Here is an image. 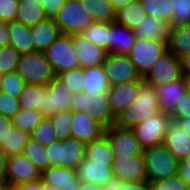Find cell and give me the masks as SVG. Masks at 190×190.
I'll use <instances>...</instances> for the list:
<instances>
[{
  "label": "cell",
  "instance_id": "cell-18",
  "mask_svg": "<svg viewBox=\"0 0 190 190\" xmlns=\"http://www.w3.org/2000/svg\"><path fill=\"white\" fill-rule=\"evenodd\" d=\"M73 44L82 68L102 65L108 54L105 49L93 44L82 34L73 35Z\"/></svg>",
  "mask_w": 190,
  "mask_h": 190
},
{
  "label": "cell",
  "instance_id": "cell-44",
  "mask_svg": "<svg viewBox=\"0 0 190 190\" xmlns=\"http://www.w3.org/2000/svg\"><path fill=\"white\" fill-rule=\"evenodd\" d=\"M25 86L26 84L16 71L2 77L1 91L12 97L18 98Z\"/></svg>",
  "mask_w": 190,
  "mask_h": 190
},
{
  "label": "cell",
  "instance_id": "cell-52",
  "mask_svg": "<svg viewBox=\"0 0 190 190\" xmlns=\"http://www.w3.org/2000/svg\"><path fill=\"white\" fill-rule=\"evenodd\" d=\"M17 190H43L44 189V183L41 179L33 182H24L17 184L16 186Z\"/></svg>",
  "mask_w": 190,
  "mask_h": 190
},
{
  "label": "cell",
  "instance_id": "cell-20",
  "mask_svg": "<svg viewBox=\"0 0 190 190\" xmlns=\"http://www.w3.org/2000/svg\"><path fill=\"white\" fill-rule=\"evenodd\" d=\"M41 180L44 184L56 186L61 190H78L81 180L77 171L62 166H50L41 173Z\"/></svg>",
  "mask_w": 190,
  "mask_h": 190
},
{
  "label": "cell",
  "instance_id": "cell-39",
  "mask_svg": "<svg viewBox=\"0 0 190 190\" xmlns=\"http://www.w3.org/2000/svg\"><path fill=\"white\" fill-rule=\"evenodd\" d=\"M49 118L58 141L71 137L73 111H57Z\"/></svg>",
  "mask_w": 190,
  "mask_h": 190
},
{
  "label": "cell",
  "instance_id": "cell-41",
  "mask_svg": "<svg viewBox=\"0 0 190 190\" xmlns=\"http://www.w3.org/2000/svg\"><path fill=\"white\" fill-rule=\"evenodd\" d=\"M21 54L12 46L6 45L0 48V74L5 75L17 70Z\"/></svg>",
  "mask_w": 190,
  "mask_h": 190
},
{
  "label": "cell",
  "instance_id": "cell-60",
  "mask_svg": "<svg viewBox=\"0 0 190 190\" xmlns=\"http://www.w3.org/2000/svg\"><path fill=\"white\" fill-rule=\"evenodd\" d=\"M78 190H100V186L92 183L81 182Z\"/></svg>",
  "mask_w": 190,
  "mask_h": 190
},
{
  "label": "cell",
  "instance_id": "cell-25",
  "mask_svg": "<svg viewBox=\"0 0 190 190\" xmlns=\"http://www.w3.org/2000/svg\"><path fill=\"white\" fill-rule=\"evenodd\" d=\"M136 35L132 29L111 22L110 53L127 55L134 45Z\"/></svg>",
  "mask_w": 190,
  "mask_h": 190
},
{
  "label": "cell",
  "instance_id": "cell-53",
  "mask_svg": "<svg viewBox=\"0 0 190 190\" xmlns=\"http://www.w3.org/2000/svg\"><path fill=\"white\" fill-rule=\"evenodd\" d=\"M183 77L190 79V53L178 57Z\"/></svg>",
  "mask_w": 190,
  "mask_h": 190
},
{
  "label": "cell",
  "instance_id": "cell-47",
  "mask_svg": "<svg viewBox=\"0 0 190 190\" xmlns=\"http://www.w3.org/2000/svg\"><path fill=\"white\" fill-rule=\"evenodd\" d=\"M20 0H0V22L15 21Z\"/></svg>",
  "mask_w": 190,
  "mask_h": 190
},
{
  "label": "cell",
  "instance_id": "cell-11",
  "mask_svg": "<svg viewBox=\"0 0 190 190\" xmlns=\"http://www.w3.org/2000/svg\"><path fill=\"white\" fill-rule=\"evenodd\" d=\"M46 90L39 109L44 117H51L57 111H72L74 94L57 76L46 85Z\"/></svg>",
  "mask_w": 190,
  "mask_h": 190
},
{
  "label": "cell",
  "instance_id": "cell-14",
  "mask_svg": "<svg viewBox=\"0 0 190 190\" xmlns=\"http://www.w3.org/2000/svg\"><path fill=\"white\" fill-rule=\"evenodd\" d=\"M41 179V172L23 154L7 158L6 181L11 186Z\"/></svg>",
  "mask_w": 190,
  "mask_h": 190
},
{
  "label": "cell",
  "instance_id": "cell-9",
  "mask_svg": "<svg viewBox=\"0 0 190 190\" xmlns=\"http://www.w3.org/2000/svg\"><path fill=\"white\" fill-rule=\"evenodd\" d=\"M171 116L163 111L132 128L142 149L163 144Z\"/></svg>",
  "mask_w": 190,
  "mask_h": 190
},
{
  "label": "cell",
  "instance_id": "cell-37",
  "mask_svg": "<svg viewBox=\"0 0 190 190\" xmlns=\"http://www.w3.org/2000/svg\"><path fill=\"white\" fill-rule=\"evenodd\" d=\"M22 154L26 156L41 173L51 166L45 153V146L32 138L28 139Z\"/></svg>",
  "mask_w": 190,
  "mask_h": 190
},
{
  "label": "cell",
  "instance_id": "cell-54",
  "mask_svg": "<svg viewBox=\"0 0 190 190\" xmlns=\"http://www.w3.org/2000/svg\"><path fill=\"white\" fill-rule=\"evenodd\" d=\"M10 33L7 22H0V48L9 45Z\"/></svg>",
  "mask_w": 190,
  "mask_h": 190
},
{
  "label": "cell",
  "instance_id": "cell-21",
  "mask_svg": "<svg viewBox=\"0 0 190 190\" xmlns=\"http://www.w3.org/2000/svg\"><path fill=\"white\" fill-rule=\"evenodd\" d=\"M163 144L179 161L190 153V136L177 122L169 123Z\"/></svg>",
  "mask_w": 190,
  "mask_h": 190
},
{
  "label": "cell",
  "instance_id": "cell-36",
  "mask_svg": "<svg viewBox=\"0 0 190 190\" xmlns=\"http://www.w3.org/2000/svg\"><path fill=\"white\" fill-rule=\"evenodd\" d=\"M44 118L37 110L20 109L11 119L13 127L31 135Z\"/></svg>",
  "mask_w": 190,
  "mask_h": 190
},
{
  "label": "cell",
  "instance_id": "cell-17",
  "mask_svg": "<svg viewBox=\"0 0 190 190\" xmlns=\"http://www.w3.org/2000/svg\"><path fill=\"white\" fill-rule=\"evenodd\" d=\"M71 137L89 143L100 138L105 133V128L86 112L73 111Z\"/></svg>",
  "mask_w": 190,
  "mask_h": 190
},
{
  "label": "cell",
  "instance_id": "cell-64",
  "mask_svg": "<svg viewBox=\"0 0 190 190\" xmlns=\"http://www.w3.org/2000/svg\"><path fill=\"white\" fill-rule=\"evenodd\" d=\"M2 77H3V75L0 74V92H1V85H2Z\"/></svg>",
  "mask_w": 190,
  "mask_h": 190
},
{
  "label": "cell",
  "instance_id": "cell-28",
  "mask_svg": "<svg viewBox=\"0 0 190 190\" xmlns=\"http://www.w3.org/2000/svg\"><path fill=\"white\" fill-rule=\"evenodd\" d=\"M110 85L102 65L84 68L82 92L99 94L108 92Z\"/></svg>",
  "mask_w": 190,
  "mask_h": 190
},
{
  "label": "cell",
  "instance_id": "cell-59",
  "mask_svg": "<svg viewBox=\"0 0 190 190\" xmlns=\"http://www.w3.org/2000/svg\"><path fill=\"white\" fill-rule=\"evenodd\" d=\"M113 4L114 9L117 11L119 9L124 8L129 3L135 1V0H110Z\"/></svg>",
  "mask_w": 190,
  "mask_h": 190
},
{
  "label": "cell",
  "instance_id": "cell-49",
  "mask_svg": "<svg viewBox=\"0 0 190 190\" xmlns=\"http://www.w3.org/2000/svg\"><path fill=\"white\" fill-rule=\"evenodd\" d=\"M47 18L54 19L67 0H40Z\"/></svg>",
  "mask_w": 190,
  "mask_h": 190
},
{
  "label": "cell",
  "instance_id": "cell-62",
  "mask_svg": "<svg viewBox=\"0 0 190 190\" xmlns=\"http://www.w3.org/2000/svg\"><path fill=\"white\" fill-rule=\"evenodd\" d=\"M0 190H7V181H0Z\"/></svg>",
  "mask_w": 190,
  "mask_h": 190
},
{
  "label": "cell",
  "instance_id": "cell-51",
  "mask_svg": "<svg viewBox=\"0 0 190 190\" xmlns=\"http://www.w3.org/2000/svg\"><path fill=\"white\" fill-rule=\"evenodd\" d=\"M12 127L13 125L11 123V119L0 115V145L2 144L3 140L6 139L8 131H10Z\"/></svg>",
  "mask_w": 190,
  "mask_h": 190
},
{
  "label": "cell",
  "instance_id": "cell-33",
  "mask_svg": "<svg viewBox=\"0 0 190 190\" xmlns=\"http://www.w3.org/2000/svg\"><path fill=\"white\" fill-rule=\"evenodd\" d=\"M82 35L110 53L111 22H93L83 31Z\"/></svg>",
  "mask_w": 190,
  "mask_h": 190
},
{
  "label": "cell",
  "instance_id": "cell-48",
  "mask_svg": "<svg viewBox=\"0 0 190 190\" xmlns=\"http://www.w3.org/2000/svg\"><path fill=\"white\" fill-rule=\"evenodd\" d=\"M171 119H185L190 118V89H188L179 103H177L175 110L170 114Z\"/></svg>",
  "mask_w": 190,
  "mask_h": 190
},
{
  "label": "cell",
  "instance_id": "cell-23",
  "mask_svg": "<svg viewBox=\"0 0 190 190\" xmlns=\"http://www.w3.org/2000/svg\"><path fill=\"white\" fill-rule=\"evenodd\" d=\"M34 51L44 52L60 35L61 31L53 19H45L30 27Z\"/></svg>",
  "mask_w": 190,
  "mask_h": 190
},
{
  "label": "cell",
  "instance_id": "cell-16",
  "mask_svg": "<svg viewBox=\"0 0 190 190\" xmlns=\"http://www.w3.org/2000/svg\"><path fill=\"white\" fill-rule=\"evenodd\" d=\"M143 83L144 81H130L110 87L108 100L115 119L134 101Z\"/></svg>",
  "mask_w": 190,
  "mask_h": 190
},
{
  "label": "cell",
  "instance_id": "cell-58",
  "mask_svg": "<svg viewBox=\"0 0 190 190\" xmlns=\"http://www.w3.org/2000/svg\"><path fill=\"white\" fill-rule=\"evenodd\" d=\"M174 122H177V124L186 131L187 134L190 136V118L185 119H171Z\"/></svg>",
  "mask_w": 190,
  "mask_h": 190
},
{
  "label": "cell",
  "instance_id": "cell-50",
  "mask_svg": "<svg viewBox=\"0 0 190 190\" xmlns=\"http://www.w3.org/2000/svg\"><path fill=\"white\" fill-rule=\"evenodd\" d=\"M177 175L190 189V153L179 162Z\"/></svg>",
  "mask_w": 190,
  "mask_h": 190
},
{
  "label": "cell",
  "instance_id": "cell-29",
  "mask_svg": "<svg viewBox=\"0 0 190 190\" xmlns=\"http://www.w3.org/2000/svg\"><path fill=\"white\" fill-rule=\"evenodd\" d=\"M10 33L9 45L17 50L20 54L34 52V46L30 34V27L20 22H8Z\"/></svg>",
  "mask_w": 190,
  "mask_h": 190
},
{
  "label": "cell",
  "instance_id": "cell-55",
  "mask_svg": "<svg viewBox=\"0 0 190 190\" xmlns=\"http://www.w3.org/2000/svg\"><path fill=\"white\" fill-rule=\"evenodd\" d=\"M118 190H149V185L147 182H125Z\"/></svg>",
  "mask_w": 190,
  "mask_h": 190
},
{
  "label": "cell",
  "instance_id": "cell-63",
  "mask_svg": "<svg viewBox=\"0 0 190 190\" xmlns=\"http://www.w3.org/2000/svg\"><path fill=\"white\" fill-rule=\"evenodd\" d=\"M7 190H17L15 186H11L8 182H7Z\"/></svg>",
  "mask_w": 190,
  "mask_h": 190
},
{
  "label": "cell",
  "instance_id": "cell-35",
  "mask_svg": "<svg viewBox=\"0 0 190 190\" xmlns=\"http://www.w3.org/2000/svg\"><path fill=\"white\" fill-rule=\"evenodd\" d=\"M46 91V86L26 84L18 97L21 109L39 111L40 106H43Z\"/></svg>",
  "mask_w": 190,
  "mask_h": 190
},
{
  "label": "cell",
  "instance_id": "cell-32",
  "mask_svg": "<svg viewBox=\"0 0 190 190\" xmlns=\"http://www.w3.org/2000/svg\"><path fill=\"white\" fill-rule=\"evenodd\" d=\"M94 22H114L116 10L110 0H80Z\"/></svg>",
  "mask_w": 190,
  "mask_h": 190
},
{
  "label": "cell",
  "instance_id": "cell-15",
  "mask_svg": "<svg viewBox=\"0 0 190 190\" xmlns=\"http://www.w3.org/2000/svg\"><path fill=\"white\" fill-rule=\"evenodd\" d=\"M111 167L114 178L125 182H147L143 155L115 158Z\"/></svg>",
  "mask_w": 190,
  "mask_h": 190
},
{
  "label": "cell",
  "instance_id": "cell-5",
  "mask_svg": "<svg viewBox=\"0 0 190 190\" xmlns=\"http://www.w3.org/2000/svg\"><path fill=\"white\" fill-rule=\"evenodd\" d=\"M45 153L51 166H62L77 171L84 160L85 143L69 137L45 146Z\"/></svg>",
  "mask_w": 190,
  "mask_h": 190
},
{
  "label": "cell",
  "instance_id": "cell-57",
  "mask_svg": "<svg viewBox=\"0 0 190 190\" xmlns=\"http://www.w3.org/2000/svg\"><path fill=\"white\" fill-rule=\"evenodd\" d=\"M7 157L0 151V181H6Z\"/></svg>",
  "mask_w": 190,
  "mask_h": 190
},
{
  "label": "cell",
  "instance_id": "cell-3",
  "mask_svg": "<svg viewBox=\"0 0 190 190\" xmlns=\"http://www.w3.org/2000/svg\"><path fill=\"white\" fill-rule=\"evenodd\" d=\"M17 74L25 84L46 86L56 75L46 59L44 52L21 54Z\"/></svg>",
  "mask_w": 190,
  "mask_h": 190
},
{
  "label": "cell",
  "instance_id": "cell-45",
  "mask_svg": "<svg viewBox=\"0 0 190 190\" xmlns=\"http://www.w3.org/2000/svg\"><path fill=\"white\" fill-rule=\"evenodd\" d=\"M147 183L149 190H189L178 175Z\"/></svg>",
  "mask_w": 190,
  "mask_h": 190
},
{
  "label": "cell",
  "instance_id": "cell-13",
  "mask_svg": "<svg viewBox=\"0 0 190 190\" xmlns=\"http://www.w3.org/2000/svg\"><path fill=\"white\" fill-rule=\"evenodd\" d=\"M104 134L108 137L114 159L142 155L143 149L140 147L132 129L113 124L105 129Z\"/></svg>",
  "mask_w": 190,
  "mask_h": 190
},
{
  "label": "cell",
  "instance_id": "cell-40",
  "mask_svg": "<svg viewBox=\"0 0 190 190\" xmlns=\"http://www.w3.org/2000/svg\"><path fill=\"white\" fill-rule=\"evenodd\" d=\"M30 138L39 142L43 146H48L51 143L57 142L55 129L49 117H44L40 124L36 127Z\"/></svg>",
  "mask_w": 190,
  "mask_h": 190
},
{
  "label": "cell",
  "instance_id": "cell-30",
  "mask_svg": "<svg viewBox=\"0 0 190 190\" xmlns=\"http://www.w3.org/2000/svg\"><path fill=\"white\" fill-rule=\"evenodd\" d=\"M168 50L180 57L190 53V24L171 26Z\"/></svg>",
  "mask_w": 190,
  "mask_h": 190
},
{
  "label": "cell",
  "instance_id": "cell-31",
  "mask_svg": "<svg viewBox=\"0 0 190 190\" xmlns=\"http://www.w3.org/2000/svg\"><path fill=\"white\" fill-rule=\"evenodd\" d=\"M146 16L147 14L141 6L140 0H135L116 11L114 22L134 30V28L144 21Z\"/></svg>",
  "mask_w": 190,
  "mask_h": 190
},
{
  "label": "cell",
  "instance_id": "cell-8",
  "mask_svg": "<svg viewBox=\"0 0 190 190\" xmlns=\"http://www.w3.org/2000/svg\"><path fill=\"white\" fill-rule=\"evenodd\" d=\"M167 50L166 42L136 37L134 45L127 56L143 78L157 59Z\"/></svg>",
  "mask_w": 190,
  "mask_h": 190
},
{
  "label": "cell",
  "instance_id": "cell-24",
  "mask_svg": "<svg viewBox=\"0 0 190 190\" xmlns=\"http://www.w3.org/2000/svg\"><path fill=\"white\" fill-rule=\"evenodd\" d=\"M77 175L81 182L92 183L98 186H103L114 178L111 166L94 163L85 159L80 164Z\"/></svg>",
  "mask_w": 190,
  "mask_h": 190
},
{
  "label": "cell",
  "instance_id": "cell-34",
  "mask_svg": "<svg viewBox=\"0 0 190 190\" xmlns=\"http://www.w3.org/2000/svg\"><path fill=\"white\" fill-rule=\"evenodd\" d=\"M29 138L30 135L28 133L12 127L10 131H8L6 139L3 140L0 145V151L3 152L7 158L20 155L23 153L24 147Z\"/></svg>",
  "mask_w": 190,
  "mask_h": 190
},
{
  "label": "cell",
  "instance_id": "cell-26",
  "mask_svg": "<svg viewBox=\"0 0 190 190\" xmlns=\"http://www.w3.org/2000/svg\"><path fill=\"white\" fill-rule=\"evenodd\" d=\"M84 159L112 166L114 162L113 150L110 147L108 137L103 134L100 138L85 144Z\"/></svg>",
  "mask_w": 190,
  "mask_h": 190
},
{
  "label": "cell",
  "instance_id": "cell-6",
  "mask_svg": "<svg viewBox=\"0 0 190 190\" xmlns=\"http://www.w3.org/2000/svg\"><path fill=\"white\" fill-rule=\"evenodd\" d=\"M61 34L80 35L94 21L80 0H67L54 17Z\"/></svg>",
  "mask_w": 190,
  "mask_h": 190
},
{
  "label": "cell",
  "instance_id": "cell-10",
  "mask_svg": "<svg viewBox=\"0 0 190 190\" xmlns=\"http://www.w3.org/2000/svg\"><path fill=\"white\" fill-rule=\"evenodd\" d=\"M182 77L178 57L167 50L153 64L152 68L143 77V81L156 88L166 83L179 80Z\"/></svg>",
  "mask_w": 190,
  "mask_h": 190
},
{
  "label": "cell",
  "instance_id": "cell-4",
  "mask_svg": "<svg viewBox=\"0 0 190 190\" xmlns=\"http://www.w3.org/2000/svg\"><path fill=\"white\" fill-rule=\"evenodd\" d=\"M72 111L86 112L105 129L116 122L111 113L108 92H100L98 95L85 92L74 94Z\"/></svg>",
  "mask_w": 190,
  "mask_h": 190
},
{
  "label": "cell",
  "instance_id": "cell-38",
  "mask_svg": "<svg viewBox=\"0 0 190 190\" xmlns=\"http://www.w3.org/2000/svg\"><path fill=\"white\" fill-rule=\"evenodd\" d=\"M140 3L147 15L171 24L172 7L169 0H140Z\"/></svg>",
  "mask_w": 190,
  "mask_h": 190
},
{
  "label": "cell",
  "instance_id": "cell-61",
  "mask_svg": "<svg viewBox=\"0 0 190 190\" xmlns=\"http://www.w3.org/2000/svg\"><path fill=\"white\" fill-rule=\"evenodd\" d=\"M43 190H61V188H58L56 186H50V185L44 184V189Z\"/></svg>",
  "mask_w": 190,
  "mask_h": 190
},
{
  "label": "cell",
  "instance_id": "cell-22",
  "mask_svg": "<svg viewBox=\"0 0 190 190\" xmlns=\"http://www.w3.org/2000/svg\"><path fill=\"white\" fill-rule=\"evenodd\" d=\"M171 24L160 18L147 15L144 21L134 28L136 37L146 40H160L166 42L170 39Z\"/></svg>",
  "mask_w": 190,
  "mask_h": 190
},
{
  "label": "cell",
  "instance_id": "cell-7",
  "mask_svg": "<svg viewBox=\"0 0 190 190\" xmlns=\"http://www.w3.org/2000/svg\"><path fill=\"white\" fill-rule=\"evenodd\" d=\"M55 75L79 68L73 36L61 34L45 51Z\"/></svg>",
  "mask_w": 190,
  "mask_h": 190
},
{
  "label": "cell",
  "instance_id": "cell-1",
  "mask_svg": "<svg viewBox=\"0 0 190 190\" xmlns=\"http://www.w3.org/2000/svg\"><path fill=\"white\" fill-rule=\"evenodd\" d=\"M155 88L145 82L140 86L137 97L116 119L115 124L122 128L132 129L141 121L148 120L160 112Z\"/></svg>",
  "mask_w": 190,
  "mask_h": 190
},
{
  "label": "cell",
  "instance_id": "cell-56",
  "mask_svg": "<svg viewBox=\"0 0 190 190\" xmlns=\"http://www.w3.org/2000/svg\"><path fill=\"white\" fill-rule=\"evenodd\" d=\"M124 183L125 181L113 178L109 182L105 183L103 186H100V190H118V187L124 186Z\"/></svg>",
  "mask_w": 190,
  "mask_h": 190
},
{
  "label": "cell",
  "instance_id": "cell-42",
  "mask_svg": "<svg viewBox=\"0 0 190 190\" xmlns=\"http://www.w3.org/2000/svg\"><path fill=\"white\" fill-rule=\"evenodd\" d=\"M73 94L82 93L84 68L79 67L56 75Z\"/></svg>",
  "mask_w": 190,
  "mask_h": 190
},
{
  "label": "cell",
  "instance_id": "cell-19",
  "mask_svg": "<svg viewBox=\"0 0 190 190\" xmlns=\"http://www.w3.org/2000/svg\"><path fill=\"white\" fill-rule=\"evenodd\" d=\"M188 89V79L185 77L156 87L155 92L161 111L170 115Z\"/></svg>",
  "mask_w": 190,
  "mask_h": 190
},
{
  "label": "cell",
  "instance_id": "cell-27",
  "mask_svg": "<svg viewBox=\"0 0 190 190\" xmlns=\"http://www.w3.org/2000/svg\"><path fill=\"white\" fill-rule=\"evenodd\" d=\"M47 19L40 0H20L15 21L27 27Z\"/></svg>",
  "mask_w": 190,
  "mask_h": 190
},
{
  "label": "cell",
  "instance_id": "cell-12",
  "mask_svg": "<svg viewBox=\"0 0 190 190\" xmlns=\"http://www.w3.org/2000/svg\"><path fill=\"white\" fill-rule=\"evenodd\" d=\"M110 87L130 81H143L127 55L107 54L102 63Z\"/></svg>",
  "mask_w": 190,
  "mask_h": 190
},
{
  "label": "cell",
  "instance_id": "cell-46",
  "mask_svg": "<svg viewBox=\"0 0 190 190\" xmlns=\"http://www.w3.org/2000/svg\"><path fill=\"white\" fill-rule=\"evenodd\" d=\"M20 109L18 98L0 92V115L12 119Z\"/></svg>",
  "mask_w": 190,
  "mask_h": 190
},
{
  "label": "cell",
  "instance_id": "cell-43",
  "mask_svg": "<svg viewBox=\"0 0 190 190\" xmlns=\"http://www.w3.org/2000/svg\"><path fill=\"white\" fill-rule=\"evenodd\" d=\"M172 7L171 26L190 24V0H169Z\"/></svg>",
  "mask_w": 190,
  "mask_h": 190
},
{
  "label": "cell",
  "instance_id": "cell-2",
  "mask_svg": "<svg viewBox=\"0 0 190 190\" xmlns=\"http://www.w3.org/2000/svg\"><path fill=\"white\" fill-rule=\"evenodd\" d=\"M147 182L157 181L177 175L179 160L164 144L143 149Z\"/></svg>",
  "mask_w": 190,
  "mask_h": 190
}]
</instances>
